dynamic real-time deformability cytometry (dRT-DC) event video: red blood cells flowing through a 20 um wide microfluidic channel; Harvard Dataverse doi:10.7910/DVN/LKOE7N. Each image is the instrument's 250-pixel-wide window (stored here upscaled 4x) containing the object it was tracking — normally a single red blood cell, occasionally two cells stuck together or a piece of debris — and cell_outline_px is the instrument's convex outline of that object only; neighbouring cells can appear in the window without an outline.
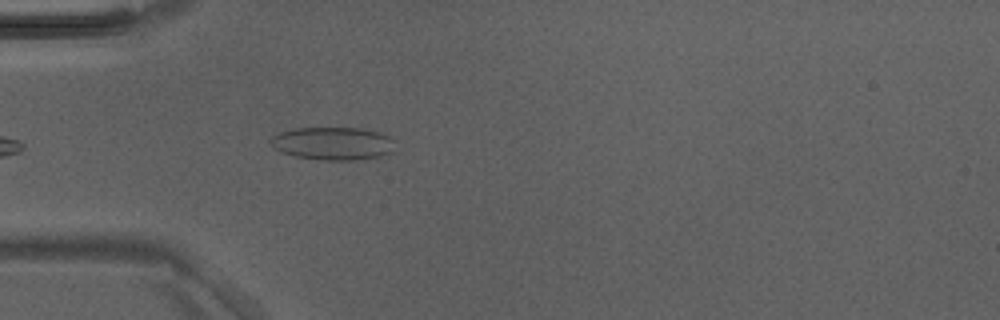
{"species": "Egyptian fruit bat (a non-hibernating species)", "species_latin": "Rousettus aegyptiacus", "temperature_condition": "room temperature", "stored_images_in_passage": 3, "camera_frame_rate_fps": 3000, "um_per_image_px": 0.085, "animal": {"sex": "male"}, "frame": {"image": 1, "passage_image": 3, "time_ms": 0.667, "image_size_px": [1000, 320], "cell_outline_px": [[396, 152], [380, 156], [356, 160], [324, 160], [296, 156], [280, 152], [272, 148], [268, 140], [272, 136], [280, 132], [296, 128], [364, 128], [380, 132], [388, 136], [392, 140]], "centroid_in_image_um": [28.29, 12.19], "position_along_channel_um": 56.7, "area_um2": 24.16}}